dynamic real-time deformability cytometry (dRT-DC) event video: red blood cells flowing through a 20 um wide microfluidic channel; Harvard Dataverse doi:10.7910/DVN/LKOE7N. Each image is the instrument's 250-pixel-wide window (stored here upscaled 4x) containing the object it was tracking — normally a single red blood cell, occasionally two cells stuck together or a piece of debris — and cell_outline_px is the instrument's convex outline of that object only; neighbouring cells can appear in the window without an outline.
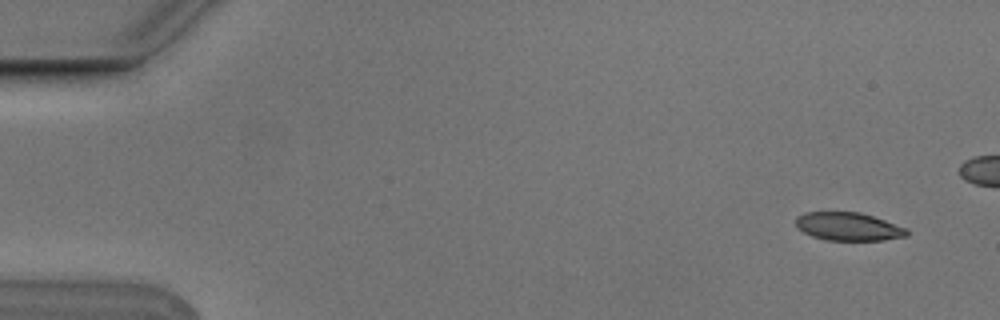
{"species": "Egyptian fruit bat (a non-hibernating species)", "species_latin": "Rousettus aegyptiacus", "temperature_condition": "cold", "stored_images_in_passage": 6, "camera_frame_rate_fps": 3000, "um_per_image_px": 0.085, "animal": {"sex": "male"}, "frame": {"image": 1, "passage_image": 1, "time_ms": 0.0, "image_size_px": [1000, 320], "cell_outline_px": [[908, 236], [884, 240], [828, 240], [812, 236], [796, 228], [796, 216], [804, 212], [860, 212], [908, 228]], "centroid_in_image_um": [72.1, 19.25], "position_along_channel_um": 12.9, "area_um2": 18.26}}